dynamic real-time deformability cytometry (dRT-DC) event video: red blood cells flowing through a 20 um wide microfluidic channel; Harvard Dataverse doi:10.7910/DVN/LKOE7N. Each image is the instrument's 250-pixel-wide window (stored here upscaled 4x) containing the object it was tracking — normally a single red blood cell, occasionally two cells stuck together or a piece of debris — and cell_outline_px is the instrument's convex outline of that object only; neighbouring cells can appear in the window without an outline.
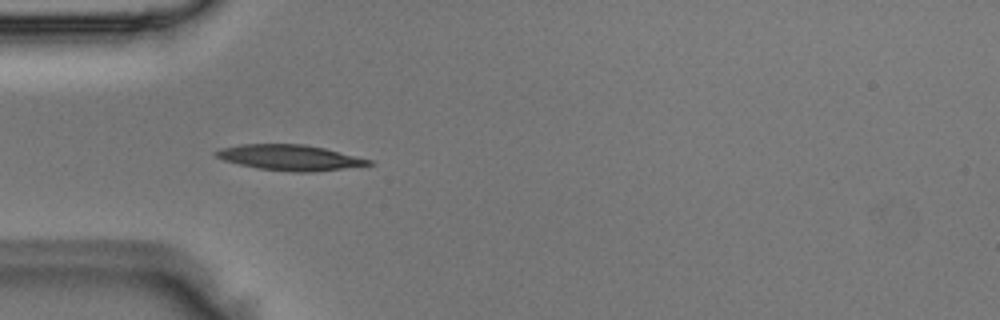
{"species": "Egyptian fruit bat (a non-hibernating species)", "species_latin": "Rousettus aegyptiacus", "temperature_condition": "room temperature", "stored_images_in_passage": 3, "camera_frame_rate_fps": 3000, "um_per_image_px": 0.085, "animal": {"sex": "male"}, "frame": {"image": 1, "passage_image": 2, "time_ms": 0.333, "image_size_px": [1000, 320], "cell_outline_px": [[376, 164], [312, 172], [292, 172], [256, 168], [224, 160], [216, 156], [212, 152], [220, 148], [240, 144], [304, 144], [324, 148], [372, 160]], "centroid_in_image_um": [24.62, 13.39], "position_along_channel_um": 60.4, "area_um2": 22.72}}